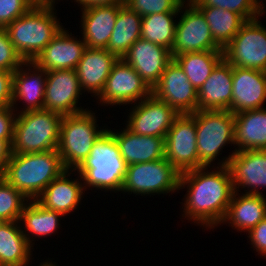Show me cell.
I'll use <instances>...</instances> for the list:
<instances>
[{
    "label": "cell",
    "instance_id": "obj_29",
    "mask_svg": "<svg viewBox=\"0 0 266 266\" xmlns=\"http://www.w3.org/2000/svg\"><path fill=\"white\" fill-rule=\"evenodd\" d=\"M33 251L19 221L0 222V266H29Z\"/></svg>",
    "mask_w": 266,
    "mask_h": 266
},
{
    "label": "cell",
    "instance_id": "obj_2",
    "mask_svg": "<svg viewBox=\"0 0 266 266\" xmlns=\"http://www.w3.org/2000/svg\"><path fill=\"white\" fill-rule=\"evenodd\" d=\"M65 170L58 150L30 154L12 153L0 176L28 200H36Z\"/></svg>",
    "mask_w": 266,
    "mask_h": 266
},
{
    "label": "cell",
    "instance_id": "obj_26",
    "mask_svg": "<svg viewBox=\"0 0 266 266\" xmlns=\"http://www.w3.org/2000/svg\"><path fill=\"white\" fill-rule=\"evenodd\" d=\"M266 196L234 192L221 225L236 232H247L266 217ZM228 224V225H227Z\"/></svg>",
    "mask_w": 266,
    "mask_h": 266
},
{
    "label": "cell",
    "instance_id": "obj_32",
    "mask_svg": "<svg viewBox=\"0 0 266 266\" xmlns=\"http://www.w3.org/2000/svg\"><path fill=\"white\" fill-rule=\"evenodd\" d=\"M205 16L214 41L223 49L246 20L238 13L218 7H198Z\"/></svg>",
    "mask_w": 266,
    "mask_h": 266
},
{
    "label": "cell",
    "instance_id": "obj_10",
    "mask_svg": "<svg viewBox=\"0 0 266 266\" xmlns=\"http://www.w3.org/2000/svg\"><path fill=\"white\" fill-rule=\"evenodd\" d=\"M260 18L246 21L223 48L224 59L233 67L266 72V28Z\"/></svg>",
    "mask_w": 266,
    "mask_h": 266
},
{
    "label": "cell",
    "instance_id": "obj_7",
    "mask_svg": "<svg viewBox=\"0 0 266 266\" xmlns=\"http://www.w3.org/2000/svg\"><path fill=\"white\" fill-rule=\"evenodd\" d=\"M97 112L89 109L62 117L58 153L65 169L76 170L89 156L94 143L108 129L97 124Z\"/></svg>",
    "mask_w": 266,
    "mask_h": 266
},
{
    "label": "cell",
    "instance_id": "obj_25",
    "mask_svg": "<svg viewBox=\"0 0 266 266\" xmlns=\"http://www.w3.org/2000/svg\"><path fill=\"white\" fill-rule=\"evenodd\" d=\"M233 66L223 59L198 90V110L231 111Z\"/></svg>",
    "mask_w": 266,
    "mask_h": 266
},
{
    "label": "cell",
    "instance_id": "obj_6",
    "mask_svg": "<svg viewBox=\"0 0 266 266\" xmlns=\"http://www.w3.org/2000/svg\"><path fill=\"white\" fill-rule=\"evenodd\" d=\"M62 117L45 109L16 114L12 153L30 154L57 150Z\"/></svg>",
    "mask_w": 266,
    "mask_h": 266
},
{
    "label": "cell",
    "instance_id": "obj_44",
    "mask_svg": "<svg viewBox=\"0 0 266 266\" xmlns=\"http://www.w3.org/2000/svg\"><path fill=\"white\" fill-rule=\"evenodd\" d=\"M35 4H50V5H56L58 4V1L60 0H32Z\"/></svg>",
    "mask_w": 266,
    "mask_h": 266
},
{
    "label": "cell",
    "instance_id": "obj_5",
    "mask_svg": "<svg viewBox=\"0 0 266 266\" xmlns=\"http://www.w3.org/2000/svg\"><path fill=\"white\" fill-rule=\"evenodd\" d=\"M195 124L198 161L204 167L228 166L234 150L232 153L229 152L227 157L225 155L223 158L220 157L221 159L218 158L226 145H235L234 113L228 110H197Z\"/></svg>",
    "mask_w": 266,
    "mask_h": 266
},
{
    "label": "cell",
    "instance_id": "obj_17",
    "mask_svg": "<svg viewBox=\"0 0 266 266\" xmlns=\"http://www.w3.org/2000/svg\"><path fill=\"white\" fill-rule=\"evenodd\" d=\"M45 84L46 71L33 61H25L13 75L11 107L15 113L44 109ZM17 102H21L23 108L19 109Z\"/></svg>",
    "mask_w": 266,
    "mask_h": 266
},
{
    "label": "cell",
    "instance_id": "obj_3",
    "mask_svg": "<svg viewBox=\"0 0 266 266\" xmlns=\"http://www.w3.org/2000/svg\"><path fill=\"white\" fill-rule=\"evenodd\" d=\"M55 6L35 4L6 27L15 50L24 61H33L63 28Z\"/></svg>",
    "mask_w": 266,
    "mask_h": 266
},
{
    "label": "cell",
    "instance_id": "obj_35",
    "mask_svg": "<svg viewBox=\"0 0 266 266\" xmlns=\"http://www.w3.org/2000/svg\"><path fill=\"white\" fill-rule=\"evenodd\" d=\"M197 7H218L240 14L246 21L260 17L259 0H191Z\"/></svg>",
    "mask_w": 266,
    "mask_h": 266
},
{
    "label": "cell",
    "instance_id": "obj_39",
    "mask_svg": "<svg viewBox=\"0 0 266 266\" xmlns=\"http://www.w3.org/2000/svg\"><path fill=\"white\" fill-rule=\"evenodd\" d=\"M247 237L249 239V244L252 245L251 248L256 250L260 257L266 258V217L261 220L254 228L249 230Z\"/></svg>",
    "mask_w": 266,
    "mask_h": 266
},
{
    "label": "cell",
    "instance_id": "obj_46",
    "mask_svg": "<svg viewBox=\"0 0 266 266\" xmlns=\"http://www.w3.org/2000/svg\"><path fill=\"white\" fill-rule=\"evenodd\" d=\"M262 1H266V0H259V10H260V16L262 17V15H264V12H265V8H266V6H265V3L264 2H262Z\"/></svg>",
    "mask_w": 266,
    "mask_h": 266
},
{
    "label": "cell",
    "instance_id": "obj_15",
    "mask_svg": "<svg viewBox=\"0 0 266 266\" xmlns=\"http://www.w3.org/2000/svg\"><path fill=\"white\" fill-rule=\"evenodd\" d=\"M152 94L165 101L178 114H192L198 110V91L180 68L172 60L162 73Z\"/></svg>",
    "mask_w": 266,
    "mask_h": 266
},
{
    "label": "cell",
    "instance_id": "obj_33",
    "mask_svg": "<svg viewBox=\"0 0 266 266\" xmlns=\"http://www.w3.org/2000/svg\"><path fill=\"white\" fill-rule=\"evenodd\" d=\"M179 12H164L142 17L141 38L171 51ZM175 19V20H174Z\"/></svg>",
    "mask_w": 266,
    "mask_h": 266
},
{
    "label": "cell",
    "instance_id": "obj_12",
    "mask_svg": "<svg viewBox=\"0 0 266 266\" xmlns=\"http://www.w3.org/2000/svg\"><path fill=\"white\" fill-rule=\"evenodd\" d=\"M165 158L180 172L204 167L198 161L195 112L179 114L165 136Z\"/></svg>",
    "mask_w": 266,
    "mask_h": 266
},
{
    "label": "cell",
    "instance_id": "obj_45",
    "mask_svg": "<svg viewBox=\"0 0 266 266\" xmlns=\"http://www.w3.org/2000/svg\"><path fill=\"white\" fill-rule=\"evenodd\" d=\"M38 266H57V263L55 261L52 262V259L48 258V260L46 259L45 261L40 262Z\"/></svg>",
    "mask_w": 266,
    "mask_h": 266
},
{
    "label": "cell",
    "instance_id": "obj_21",
    "mask_svg": "<svg viewBox=\"0 0 266 266\" xmlns=\"http://www.w3.org/2000/svg\"><path fill=\"white\" fill-rule=\"evenodd\" d=\"M266 72L233 67L231 112L265 108Z\"/></svg>",
    "mask_w": 266,
    "mask_h": 266
},
{
    "label": "cell",
    "instance_id": "obj_9",
    "mask_svg": "<svg viewBox=\"0 0 266 266\" xmlns=\"http://www.w3.org/2000/svg\"><path fill=\"white\" fill-rule=\"evenodd\" d=\"M179 14L170 51L172 58L192 52L223 51L214 41L204 14L191 0L183 2Z\"/></svg>",
    "mask_w": 266,
    "mask_h": 266
},
{
    "label": "cell",
    "instance_id": "obj_1",
    "mask_svg": "<svg viewBox=\"0 0 266 266\" xmlns=\"http://www.w3.org/2000/svg\"><path fill=\"white\" fill-rule=\"evenodd\" d=\"M184 188L187 194L181 202V216L207 231L218 228L235 192L229 167H200L183 172L179 190Z\"/></svg>",
    "mask_w": 266,
    "mask_h": 266
},
{
    "label": "cell",
    "instance_id": "obj_38",
    "mask_svg": "<svg viewBox=\"0 0 266 266\" xmlns=\"http://www.w3.org/2000/svg\"><path fill=\"white\" fill-rule=\"evenodd\" d=\"M34 5L32 0H0V27L6 28Z\"/></svg>",
    "mask_w": 266,
    "mask_h": 266
},
{
    "label": "cell",
    "instance_id": "obj_30",
    "mask_svg": "<svg viewBox=\"0 0 266 266\" xmlns=\"http://www.w3.org/2000/svg\"><path fill=\"white\" fill-rule=\"evenodd\" d=\"M141 22V15L125 4L122 5L106 49L118 58H122L131 45L141 38Z\"/></svg>",
    "mask_w": 266,
    "mask_h": 266
},
{
    "label": "cell",
    "instance_id": "obj_4",
    "mask_svg": "<svg viewBox=\"0 0 266 266\" xmlns=\"http://www.w3.org/2000/svg\"><path fill=\"white\" fill-rule=\"evenodd\" d=\"M126 170L127 165L115 137L108 130L94 143L89 156L76 169L85 191L95 188L94 192L101 190L106 193L121 191Z\"/></svg>",
    "mask_w": 266,
    "mask_h": 266
},
{
    "label": "cell",
    "instance_id": "obj_20",
    "mask_svg": "<svg viewBox=\"0 0 266 266\" xmlns=\"http://www.w3.org/2000/svg\"><path fill=\"white\" fill-rule=\"evenodd\" d=\"M152 89L173 60L164 46L139 38L122 57Z\"/></svg>",
    "mask_w": 266,
    "mask_h": 266
},
{
    "label": "cell",
    "instance_id": "obj_36",
    "mask_svg": "<svg viewBox=\"0 0 266 266\" xmlns=\"http://www.w3.org/2000/svg\"><path fill=\"white\" fill-rule=\"evenodd\" d=\"M185 0H125V5L141 17L164 12H179Z\"/></svg>",
    "mask_w": 266,
    "mask_h": 266
},
{
    "label": "cell",
    "instance_id": "obj_40",
    "mask_svg": "<svg viewBox=\"0 0 266 266\" xmlns=\"http://www.w3.org/2000/svg\"><path fill=\"white\" fill-rule=\"evenodd\" d=\"M14 72L0 70V109L11 107Z\"/></svg>",
    "mask_w": 266,
    "mask_h": 266
},
{
    "label": "cell",
    "instance_id": "obj_22",
    "mask_svg": "<svg viewBox=\"0 0 266 266\" xmlns=\"http://www.w3.org/2000/svg\"><path fill=\"white\" fill-rule=\"evenodd\" d=\"M118 57L107 49L86 48L76 72L82 91L97 98Z\"/></svg>",
    "mask_w": 266,
    "mask_h": 266
},
{
    "label": "cell",
    "instance_id": "obj_19",
    "mask_svg": "<svg viewBox=\"0 0 266 266\" xmlns=\"http://www.w3.org/2000/svg\"><path fill=\"white\" fill-rule=\"evenodd\" d=\"M84 193L81 176L76 170L66 169L44 189L36 200L43 207L66 216L74 213L82 204Z\"/></svg>",
    "mask_w": 266,
    "mask_h": 266
},
{
    "label": "cell",
    "instance_id": "obj_28",
    "mask_svg": "<svg viewBox=\"0 0 266 266\" xmlns=\"http://www.w3.org/2000/svg\"><path fill=\"white\" fill-rule=\"evenodd\" d=\"M63 217L62 213L43 207L37 200H29L20 215L19 224L28 243L34 247V238L51 237L58 233Z\"/></svg>",
    "mask_w": 266,
    "mask_h": 266
},
{
    "label": "cell",
    "instance_id": "obj_31",
    "mask_svg": "<svg viewBox=\"0 0 266 266\" xmlns=\"http://www.w3.org/2000/svg\"><path fill=\"white\" fill-rule=\"evenodd\" d=\"M223 59V51L192 52L173 57L197 91Z\"/></svg>",
    "mask_w": 266,
    "mask_h": 266
},
{
    "label": "cell",
    "instance_id": "obj_27",
    "mask_svg": "<svg viewBox=\"0 0 266 266\" xmlns=\"http://www.w3.org/2000/svg\"><path fill=\"white\" fill-rule=\"evenodd\" d=\"M234 130L235 152L266 150V106L234 114Z\"/></svg>",
    "mask_w": 266,
    "mask_h": 266
},
{
    "label": "cell",
    "instance_id": "obj_42",
    "mask_svg": "<svg viewBox=\"0 0 266 266\" xmlns=\"http://www.w3.org/2000/svg\"><path fill=\"white\" fill-rule=\"evenodd\" d=\"M75 4L80 6V10L94 7V6H122L125 4V0H73Z\"/></svg>",
    "mask_w": 266,
    "mask_h": 266
},
{
    "label": "cell",
    "instance_id": "obj_14",
    "mask_svg": "<svg viewBox=\"0 0 266 266\" xmlns=\"http://www.w3.org/2000/svg\"><path fill=\"white\" fill-rule=\"evenodd\" d=\"M81 89L76 70H51L46 72L44 109L67 116L76 114L84 109L78 106L81 100Z\"/></svg>",
    "mask_w": 266,
    "mask_h": 266
},
{
    "label": "cell",
    "instance_id": "obj_37",
    "mask_svg": "<svg viewBox=\"0 0 266 266\" xmlns=\"http://www.w3.org/2000/svg\"><path fill=\"white\" fill-rule=\"evenodd\" d=\"M24 59L15 50L5 27H0V70L15 72Z\"/></svg>",
    "mask_w": 266,
    "mask_h": 266
},
{
    "label": "cell",
    "instance_id": "obj_8",
    "mask_svg": "<svg viewBox=\"0 0 266 266\" xmlns=\"http://www.w3.org/2000/svg\"><path fill=\"white\" fill-rule=\"evenodd\" d=\"M180 172L166 159L127 166L121 193L141 196L179 193Z\"/></svg>",
    "mask_w": 266,
    "mask_h": 266
},
{
    "label": "cell",
    "instance_id": "obj_34",
    "mask_svg": "<svg viewBox=\"0 0 266 266\" xmlns=\"http://www.w3.org/2000/svg\"><path fill=\"white\" fill-rule=\"evenodd\" d=\"M28 199L0 176V222L19 221Z\"/></svg>",
    "mask_w": 266,
    "mask_h": 266
},
{
    "label": "cell",
    "instance_id": "obj_23",
    "mask_svg": "<svg viewBox=\"0 0 266 266\" xmlns=\"http://www.w3.org/2000/svg\"><path fill=\"white\" fill-rule=\"evenodd\" d=\"M111 129L107 130L115 137L127 166L165 158V137L137 135L126 127L121 131Z\"/></svg>",
    "mask_w": 266,
    "mask_h": 266
},
{
    "label": "cell",
    "instance_id": "obj_13",
    "mask_svg": "<svg viewBox=\"0 0 266 266\" xmlns=\"http://www.w3.org/2000/svg\"><path fill=\"white\" fill-rule=\"evenodd\" d=\"M130 107L125 127L137 135L165 137L179 115L165 101L153 94Z\"/></svg>",
    "mask_w": 266,
    "mask_h": 266
},
{
    "label": "cell",
    "instance_id": "obj_16",
    "mask_svg": "<svg viewBox=\"0 0 266 266\" xmlns=\"http://www.w3.org/2000/svg\"><path fill=\"white\" fill-rule=\"evenodd\" d=\"M228 167L235 192L243 190L241 193L264 195L262 191L263 188L266 189V150L237 151L230 158Z\"/></svg>",
    "mask_w": 266,
    "mask_h": 266
},
{
    "label": "cell",
    "instance_id": "obj_24",
    "mask_svg": "<svg viewBox=\"0 0 266 266\" xmlns=\"http://www.w3.org/2000/svg\"><path fill=\"white\" fill-rule=\"evenodd\" d=\"M121 6H94L82 9L81 36L88 48L106 49Z\"/></svg>",
    "mask_w": 266,
    "mask_h": 266
},
{
    "label": "cell",
    "instance_id": "obj_43",
    "mask_svg": "<svg viewBox=\"0 0 266 266\" xmlns=\"http://www.w3.org/2000/svg\"><path fill=\"white\" fill-rule=\"evenodd\" d=\"M11 155V144L5 139H0V175L5 171Z\"/></svg>",
    "mask_w": 266,
    "mask_h": 266
},
{
    "label": "cell",
    "instance_id": "obj_11",
    "mask_svg": "<svg viewBox=\"0 0 266 266\" xmlns=\"http://www.w3.org/2000/svg\"><path fill=\"white\" fill-rule=\"evenodd\" d=\"M152 94V89L124 59L118 58L96 98L101 106H130ZM98 100V101H97Z\"/></svg>",
    "mask_w": 266,
    "mask_h": 266
},
{
    "label": "cell",
    "instance_id": "obj_18",
    "mask_svg": "<svg viewBox=\"0 0 266 266\" xmlns=\"http://www.w3.org/2000/svg\"><path fill=\"white\" fill-rule=\"evenodd\" d=\"M66 29L68 28L63 27L33 60L38 67L46 72L64 69L76 70L78 62L87 48L83 38L80 39L79 35L75 36Z\"/></svg>",
    "mask_w": 266,
    "mask_h": 266
},
{
    "label": "cell",
    "instance_id": "obj_41",
    "mask_svg": "<svg viewBox=\"0 0 266 266\" xmlns=\"http://www.w3.org/2000/svg\"><path fill=\"white\" fill-rule=\"evenodd\" d=\"M16 113L12 107L0 109V139H5L10 144L13 138V128Z\"/></svg>",
    "mask_w": 266,
    "mask_h": 266
}]
</instances>
